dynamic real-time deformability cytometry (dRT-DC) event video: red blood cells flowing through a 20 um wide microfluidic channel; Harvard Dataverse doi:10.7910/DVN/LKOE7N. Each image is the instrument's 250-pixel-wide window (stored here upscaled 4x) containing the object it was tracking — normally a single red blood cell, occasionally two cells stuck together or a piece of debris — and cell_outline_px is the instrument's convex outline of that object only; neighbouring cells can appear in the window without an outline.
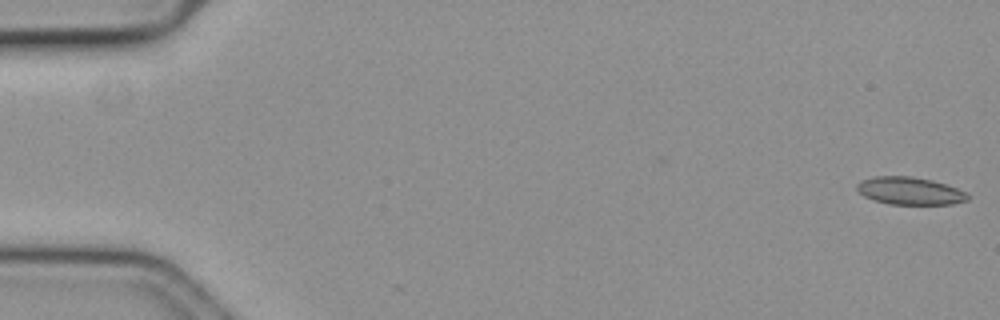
{"species": "common noctule bat (a hibernating species)", "species_latin": "Nyctalus noctula", "temperature_condition": "cold", "stored_images_in_passage": 51, "camera_frame_rate_fps": 3000, "um_per_image_px": 0.085, "animal": {"sex": "female", "body_mass_g": 19.3, "forearm_length_mm": 54.1}, "frame": {"image": 1, "passage_image": 1, "time_ms": 0.0, "image_size_px": [1000, 320], "cell_outline_px": [[968, 200], [952, 204], [888, 204], [864, 196], [856, 188], [856, 184], [860, 180], [876, 176], [912, 176], [932, 180], [956, 188], [964, 192], [968, 196]], "centroid_in_image_um": [77.3, 16.22], "position_along_channel_um": 7.7, "area_um2": 17.63}}
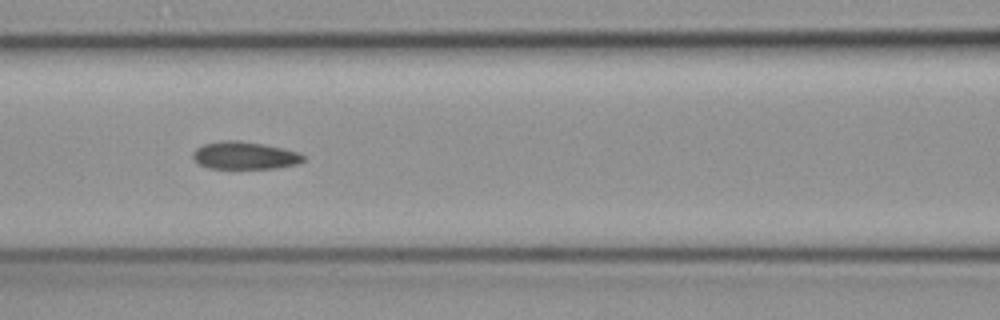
{"frame": {"image": 2, "passage_image": 26, "time_ms": 8.333, "image_size_px": [1000, 320], "cell_outline_px": [[304, 160], [300, 164], [276, 168], [208, 168], [192, 160], [192, 152], [196, 148], [204, 144], [228, 140], [240, 140], [264, 144], [284, 148], [300, 152], [304, 156]], "centroid_in_image_um": [20.81, 13.21], "position_along_channel_um": 145.8, "area_um2": 17.92}}
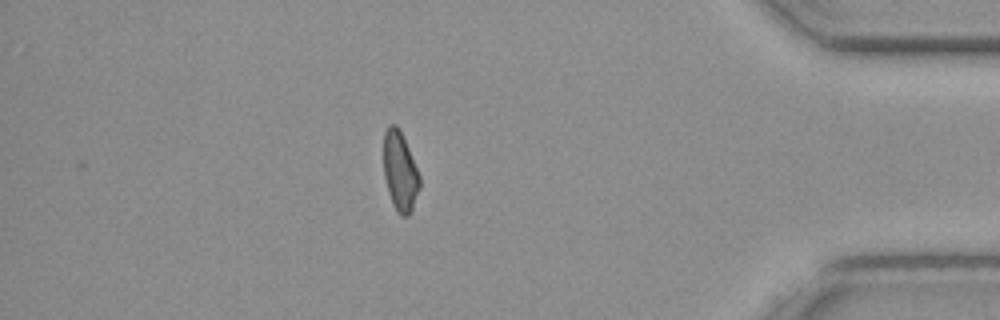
{"frame": {"image": 3, "passage_image": 51, "time_ms": 16.667, "image_size_px": [1000, 320], "cell_outline_px": [[420, 188], [412, 208], [408, 216], [400, 216], [396, 212], [392, 204], [388, 192], [384, 176], [384, 132], [388, 124], [396, 124], [400, 128], [420, 176]], "centroid_in_image_um": [33.99, 14.56], "position_along_channel_um": 401.2, "area_um2": 16.82}}